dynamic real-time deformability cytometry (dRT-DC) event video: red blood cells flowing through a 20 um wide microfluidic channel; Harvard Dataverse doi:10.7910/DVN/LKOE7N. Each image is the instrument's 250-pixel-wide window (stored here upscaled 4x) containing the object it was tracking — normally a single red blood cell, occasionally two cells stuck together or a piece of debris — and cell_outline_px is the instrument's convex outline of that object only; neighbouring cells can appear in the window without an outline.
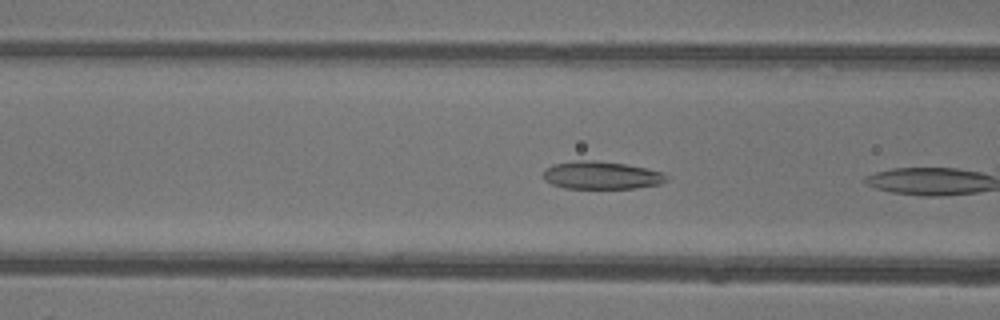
{"species": "common noctule bat (a hibernating species)", "species_latin": "Nyctalus noctula", "temperature_condition": "warm", "stored_images_in_passage": 14, "camera_frame_rate_fps": 3000, "um_per_image_px": 0.085, "animal": {"sex": "female"}, "frame": {"image": 1, "passage_image": 5, "time_ms": 1.333, "image_size_px": [1000, 320], "cell_outline_px": [[664, 180], [660, 184], [636, 188], [564, 188], [552, 184], [544, 180], [544, 172], [552, 164], [576, 160], [592, 160], [624, 164], [648, 168], [664, 172]], "centroid_in_image_um": [51.09, 14.89], "position_along_channel_um": 115.5, "area_um2": 19.77}}
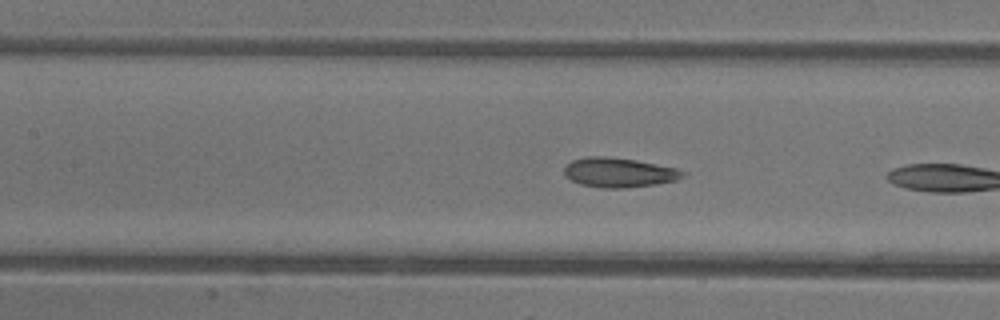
{"frame": {"image": 2, "passage_image": 8, "time_ms": 2.333, "image_size_px": [1000, 320], "cell_outline_px": [[688, 172], [684, 176], [676, 180], [656, 184], [624, 188], [604, 188], [580, 184], [564, 176], [564, 168], [572, 160], [588, 156], [608, 156], [636, 160], [676, 168]], "centroid_in_image_um": [52.62, 14.66], "position_along_channel_um": 154.8, "area_um2": 20.46}}